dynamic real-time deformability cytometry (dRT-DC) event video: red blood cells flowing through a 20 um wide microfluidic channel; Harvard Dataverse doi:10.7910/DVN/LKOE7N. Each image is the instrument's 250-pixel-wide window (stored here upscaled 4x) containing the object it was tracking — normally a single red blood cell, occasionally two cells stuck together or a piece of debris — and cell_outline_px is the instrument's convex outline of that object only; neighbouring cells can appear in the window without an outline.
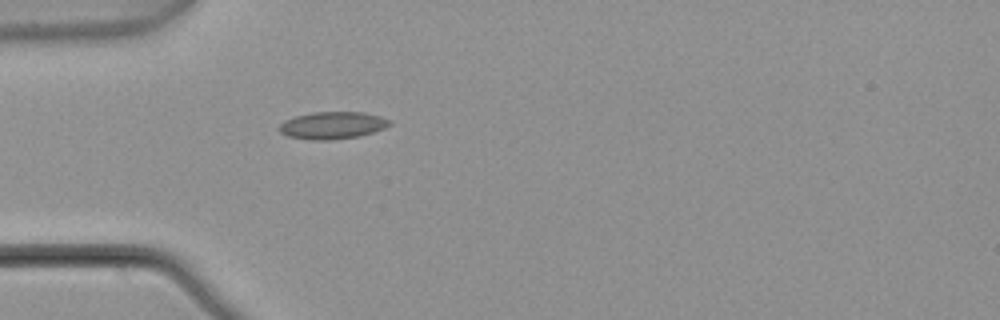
{"species": "common noctule bat (a hibernating species)", "species_latin": "Nyctalus noctula", "temperature_condition": "warm", "stored_images_in_passage": 1, "camera_frame_rate_fps": 3000, "um_per_image_px": 0.085, "animal": {"sex": "male", "body_mass_g": 21.5, "forearm_length_mm": 52.0}, "frame": {"image": 1, "passage_image": 1, "time_ms": 0.0, "image_size_px": [1000, 320], "cell_outline_px": [[392, 124], [384, 128], [360, 136], [332, 140], [312, 140], [288, 136], [280, 132], [276, 128], [284, 120], [296, 116], [312, 112], [364, 112], [380, 116], [392, 120]], "centroid_in_image_um": [28.26, 10.65], "position_along_channel_um": 56.7, "area_um2": 17.69}}